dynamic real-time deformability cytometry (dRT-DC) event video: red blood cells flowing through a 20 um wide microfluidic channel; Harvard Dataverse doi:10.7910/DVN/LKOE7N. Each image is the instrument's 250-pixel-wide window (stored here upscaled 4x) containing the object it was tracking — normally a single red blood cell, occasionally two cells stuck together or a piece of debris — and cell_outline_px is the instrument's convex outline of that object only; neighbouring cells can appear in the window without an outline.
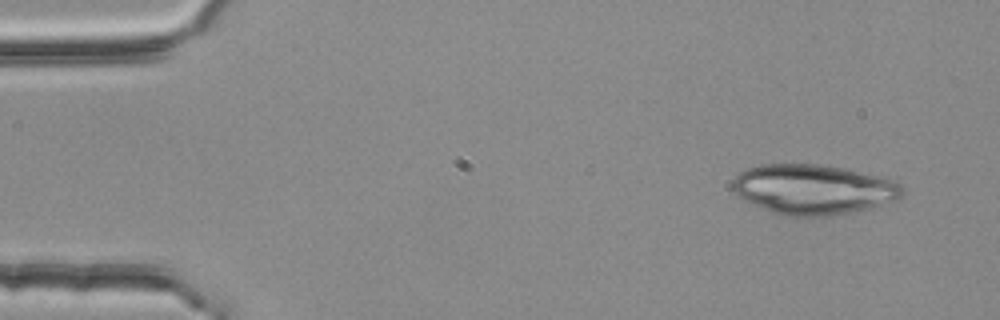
{"species": "common noctule bat (a hibernating species)", "species_latin": "Nyctalus noctula", "temperature_condition": "room temperature", "stored_images_in_passage": 3, "camera_frame_rate_fps": 3000, "um_per_image_px": 0.085, "animal": {"sex": "female", "body_mass_g": 25.1}, "frame": {"image": 1, "passage_image": 1, "time_ms": 0.0, "image_size_px": [1000, 320], "cell_outline_px": [[904, 192], [896, 200], [832, 216], [812, 220], [784, 216], [772, 212], [752, 204], [744, 200], [732, 188], [732, 180], [740, 172], [748, 168], [760, 164], [820, 164], [844, 168], [880, 176], [900, 184], [904, 188]], "centroid_in_image_um": [69.09, 16.12], "position_along_channel_um": 15.9, "area_um2": 49.82}}